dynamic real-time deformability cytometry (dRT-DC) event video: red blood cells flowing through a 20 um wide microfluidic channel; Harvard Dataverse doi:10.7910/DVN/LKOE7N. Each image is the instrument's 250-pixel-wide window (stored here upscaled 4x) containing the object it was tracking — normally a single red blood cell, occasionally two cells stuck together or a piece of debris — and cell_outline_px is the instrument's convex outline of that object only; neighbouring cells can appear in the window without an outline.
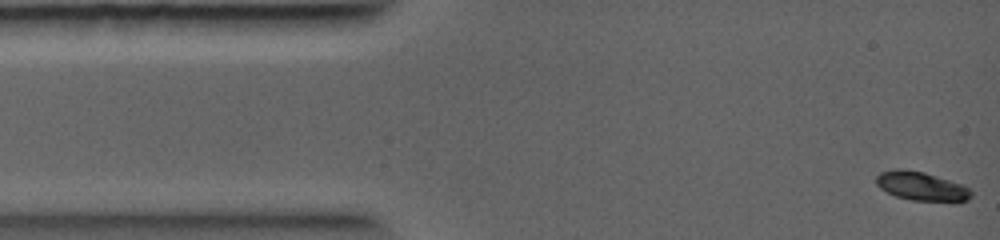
{"species": "common noctule bat (a hibernating species)", "species_latin": "Nyctalus noctula", "temperature_condition": "warm", "stored_images_in_passage": 60, "camera_frame_rate_fps": 5000, "um_per_image_px": 0.085, "animal": {"sex": "female", "body_mass_g": 19.0, "forearm_length_mm": 56.7}, "frame": {"image": 1, "passage_image": 1, "time_ms": 0.0, "image_size_px": [1000, 240], "cell_outline_px": [[972, 196], [968, 200], [912, 200], [896, 196], [880, 188], [876, 184], [876, 176], [880, 172], [896, 168], [900, 168], [924, 172], [960, 184], [968, 188], [972, 192]], "centroid_in_image_um": [78.26, 15.8], "position_along_channel_um": 6.7, "area_um2": 15.55}}
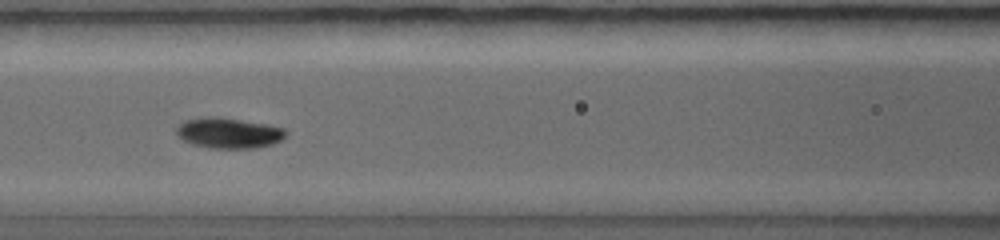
{"frame": {"image": 2, "passage_image": 25, "time_ms": 3.6, "image_size_px": [1000, 240], "cell_outline_px": [[288, 132], [280, 140], [272, 144], [256, 148], [208, 148], [192, 144], [184, 140], [176, 132], [176, 128], [184, 120], [208, 116], [216, 116], [268, 124], [284, 128]], "centroid_in_image_um": [19.44, 11.3], "position_along_channel_um": 147.2, "area_um2": 19.48}}
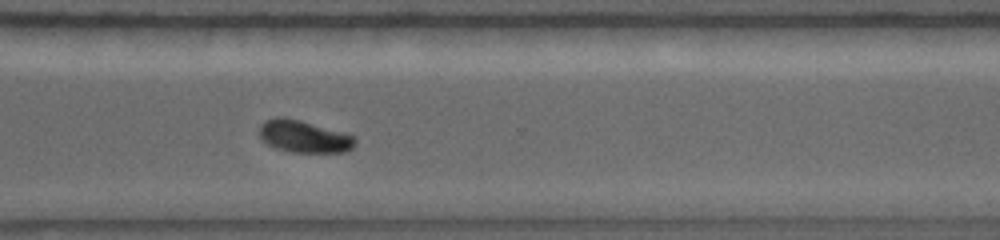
{"frame": {"image": 3, "passage_image": 47, "time_ms": 6.8, "image_size_px": [1000, 240], "cell_outline_px": [[356, 144], [352, 148], [344, 152], [292, 152], [276, 148], [268, 144], [260, 136], [260, 124], [276, 116], [284, 116], [348, 132], [356, 136]], "centroid_in_image_um": [25.91, 11.58], "position_along_channel_um": 344.7, "area_um2": 18.21}}